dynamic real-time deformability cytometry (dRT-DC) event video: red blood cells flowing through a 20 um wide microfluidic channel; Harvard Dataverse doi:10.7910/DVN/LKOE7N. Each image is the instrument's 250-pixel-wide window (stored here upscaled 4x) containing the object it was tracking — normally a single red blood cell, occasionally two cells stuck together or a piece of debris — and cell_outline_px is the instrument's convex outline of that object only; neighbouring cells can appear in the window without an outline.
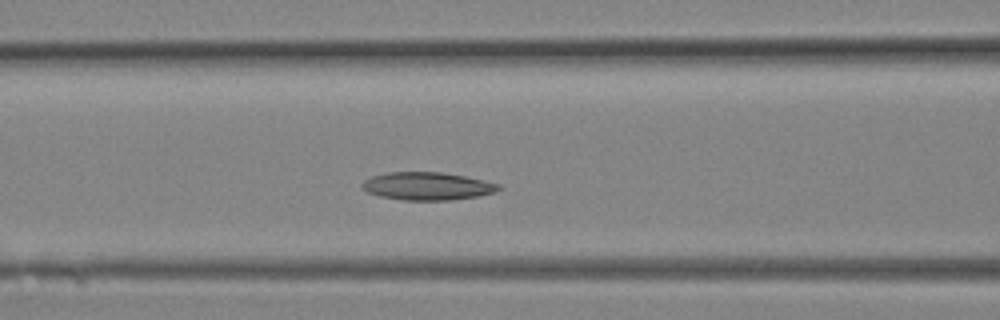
{"species": "Egyptian fruit bat (a non-hibernating species)", "species_latin": "Rousettus aegyptiacus", "temperature_condition": "room temperature", "stored_images_in_passage": 13, "camera_frame_rate_fps": 3000, "um_per_image_px": 0.085, "animal": {"sex": "female"}, "frame": {"image": 1, "passage_image": 8, "time_ms": 2.333, "image_size_px": [1000, 320], "cell_outline_px": [[504, 188], [496, 192], [480, 196], [452, 200], [404, 200], [380, 196], [368, 192], [360, 188], [360, 184], [364, 180], [372, 176], [388, 172], [444, 172], [484, 180], [500, 184]], "centroid_in_image_um": [36.35, 15.82], "position_along_channel_um": 130.2, "area_um2": 22.43}}
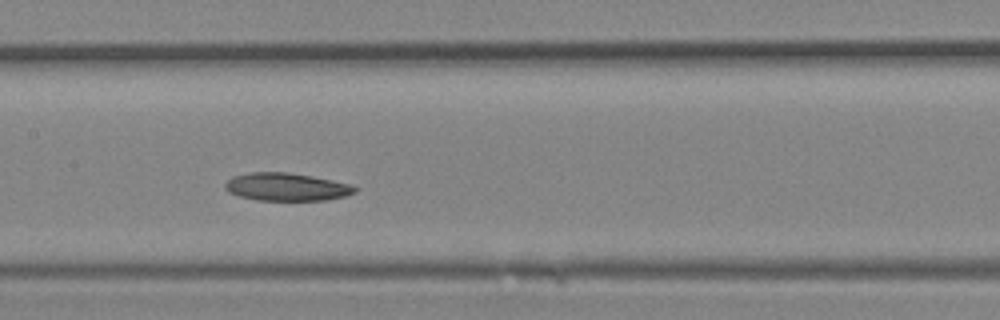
{"frame": {"image": 2, "passage_image": 10, "time_ms": 3.0, "image_size_px": [1000, 320], "cell_outline_px": [[356, 192], [344, 196], [324, 200], [256, 200], [240, 196], [228, 192], [224, 188], [224, 184], [232, 176], [252, 172], [288, 172], [312, 176], [352, 184], [356, 188]], "centroid_in_image_um": [24.33, 15.88], "position_along_channel_um": 183.1, "area_um2": 21.04}}
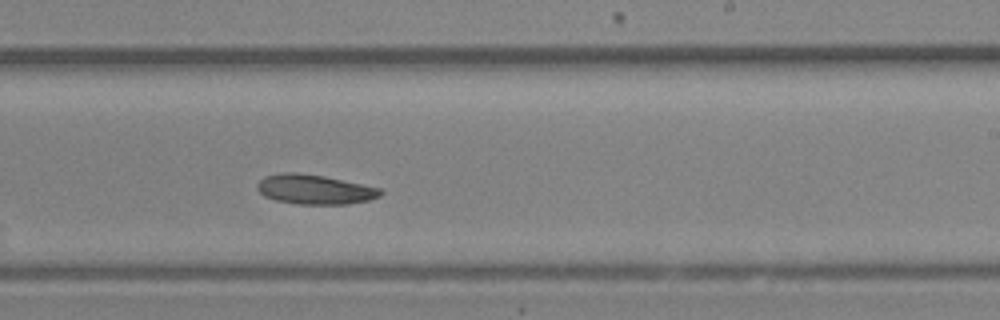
{"frame": {"image": 3, "passage_image": 13, "time_ms": 4.0, "image_size_px": [1000, 320], "cell_outline_px": [[384, 192], [380, 196], [368, 200], [348, 204], [296, 204], [276, 200], [264, 196], [256, 188], [256, 184], [264, 176], [280, 172], [296, 172], [324, 176], [380, 188]], "centroid_in_image_um": [26.71, 16.09], "position_along_channel_um": 262.3, "area_um2": 21.33}}